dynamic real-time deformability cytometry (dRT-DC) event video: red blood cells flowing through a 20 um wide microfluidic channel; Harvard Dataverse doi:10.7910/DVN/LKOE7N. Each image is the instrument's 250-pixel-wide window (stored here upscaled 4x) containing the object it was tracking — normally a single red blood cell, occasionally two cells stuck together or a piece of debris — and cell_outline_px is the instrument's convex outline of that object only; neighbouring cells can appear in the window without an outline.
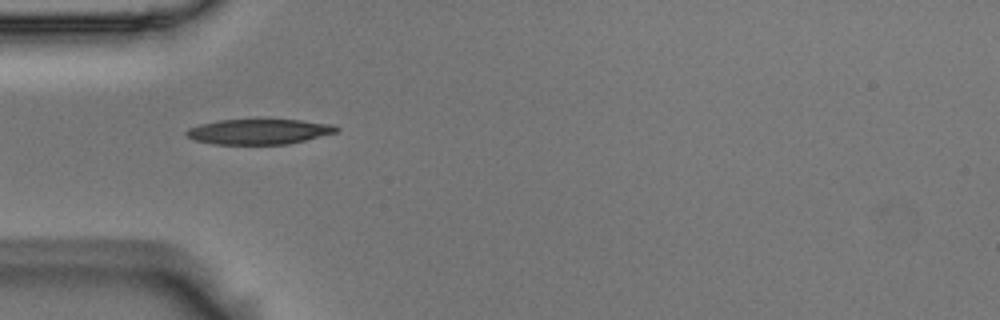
{"species": "Egyptian fruit bat (a non-hibernating species)", "species_latin": "Rousettus aegyptiacus", "temperature_condition": "room temperature", "stored_images_in_passage": 3, "camera_frame_rate_fps": 3000, "um_per_image_px": 0.085, "animal": {"sex": "male"}, "frame": {"image": 1, "passage_image": 2, "time_ms": 0.333, "image_size_px": [1000, 320], "cell_outline_px": [[340, 128], [336, 132], [288, 144], [216, 144], [196, 140], [188, 136], [184, 132], [188, 128], [200, 124], [220, 120], [300, 120], [336, 124]], "centroid_in_image_um": [22.04, 11.18], "position_along_channel_um": 63.0, "area_um2": 21.85}}
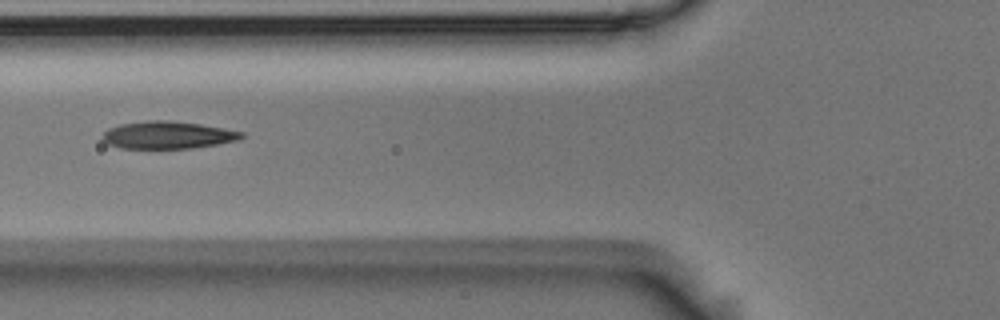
{"frame": {"image": 2, "passage_image": 3, "time_ms": 0.667, "image_size_px": [1000, 320], "cell_outline_px": [[244, 136], [240, 140], [192, 148], [120, 148], [108, 144], [104, 140], [104, 132], [108, 128], [120, 124], [148, 120], [172, 120], [200, 124], [224, 128], [244, 132]], "centroid_in_image_um": [14.28, 11.47], "position_along_channel_um": 111.5, "area_um2": 22.2}}